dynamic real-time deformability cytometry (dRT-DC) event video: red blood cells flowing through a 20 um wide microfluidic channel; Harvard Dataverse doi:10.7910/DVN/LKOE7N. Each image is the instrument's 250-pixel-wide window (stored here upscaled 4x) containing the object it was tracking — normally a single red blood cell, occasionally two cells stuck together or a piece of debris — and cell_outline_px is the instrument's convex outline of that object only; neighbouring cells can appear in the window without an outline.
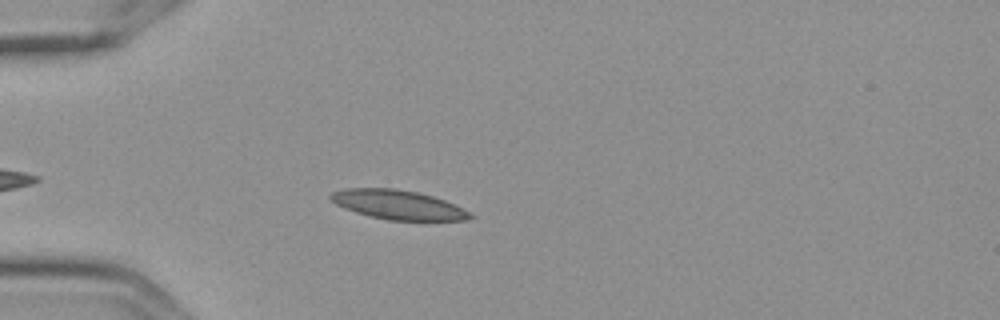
{"species": "Egyptian fruit bat (a non-hibernating species)", "species_latin": "Rousettus aegyptiacus", "temperature_condition": "cold", "stored_images_in_passage": 49, "camera_frame_rate_fps": 3000, "um_per_image_px": 0.085, "frame": {"image": 1, "passage_image": 8, "time_ms": 2.333, "image_size_px": [1000, 320], "cell_outline_px": [[472, 216], [468, 220], [388, 220], [368, 216], [344, 208], [336, 204], [328, 196], [332, 192], [344, 188], [396, 188], [416, 192], [432, 196], [444, 200], [468, 212]], "centroid_in_image_um": [33.76, 17.39], "position_along_channel_um": 51.2, "area_um2": 23.52}}
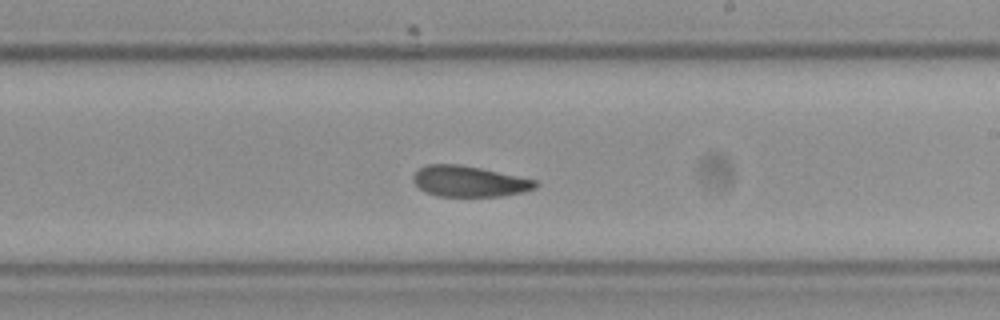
{"frame": {"image": 2, "passage_image": 26, "time_ms": 8.333, "image_size_px": [1000, 320], "cell_outline_px": [[536, 188], [524, 192], [504, 196], [436, 196], [424, 192], [412, 180], [412, 176], [420, 168], [428, 164], [460, 164], [480, 168], [536, 180]], "centroid_in_image_um": [39.86, 15.42], "position_along_channel_um": 249.1, "area_um2": 21.91}}
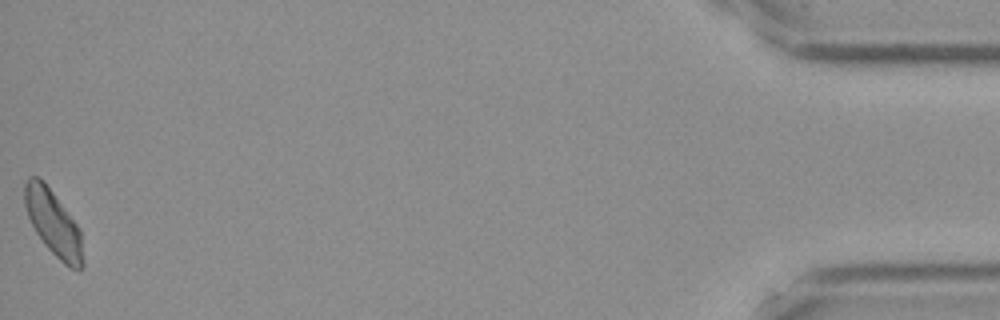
{"frame": {"image": 3, "passage_image": 49, "time_ms": 16.0, "image_size_px": [1000, 320], "cell_outline_px": [[84, 264], [80, 272], [64, 264], [44, 244], [36, 232], [28, 216], [24, 204], [24, 184], [28, 176], [36, 176], [44, 180], [80, 228], [84, 260]], "centroid_in_image_um": [4.54, 18.95], "position_along_channel_um": 430.7, "area_um2": 22.43}, "authors_computed_cell_mechanics": {"area_um2": 22.7154, "velocity_mm_per_s": 3.5453, "shape_relaxation_time_tau1_ms": 6.8668, "shape_relaxation_time_tau2_ms": 2.9085, "deformation_change_tau1": 0.1438, "deformation_change_tau2": 0.0841}}